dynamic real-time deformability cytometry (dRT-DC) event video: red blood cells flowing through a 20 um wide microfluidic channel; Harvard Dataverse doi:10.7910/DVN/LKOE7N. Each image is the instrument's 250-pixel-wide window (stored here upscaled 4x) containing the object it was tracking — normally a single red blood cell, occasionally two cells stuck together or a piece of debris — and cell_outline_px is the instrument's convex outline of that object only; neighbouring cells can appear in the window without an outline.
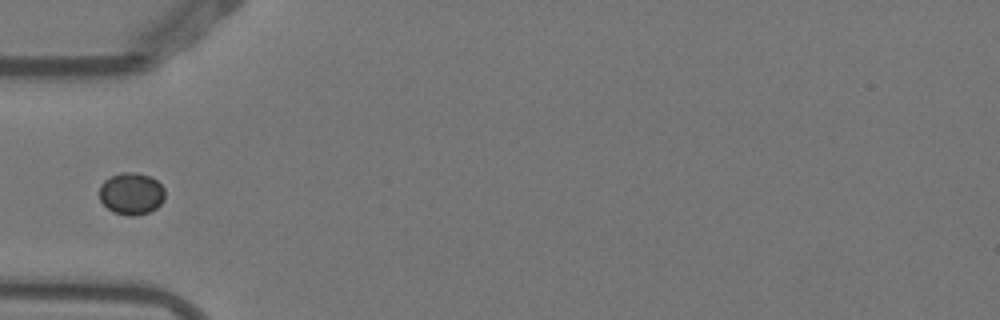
{"species": "Egyptian fruit bat (a non-hibernating species)", "species_latin": "Rousettus aegyptiacus", "temperature_condition": "warm", "stored_images_in_passage": 8, "camera_frame_rate_fps": 3000, "um_per_image_px": 0.085, "animal": {"sex": "female"}, "frame": {"image": 1, "passage_image": 6, "time_ms": 1.667, "image_size_px": [1000, 320], "cell_outline_px": [[164, 200], [156, 208], [148, 212], [132, 216], [128, 216], [112, 212], [100, 200], [100, 184], [104, 180], [120, 172], [136, 172], [152, 176], [164, 188]], "centroid_in_image_um": [11.17, 16.45], "position_along_channel_um": 73.8, "area_um2": 16.13}}
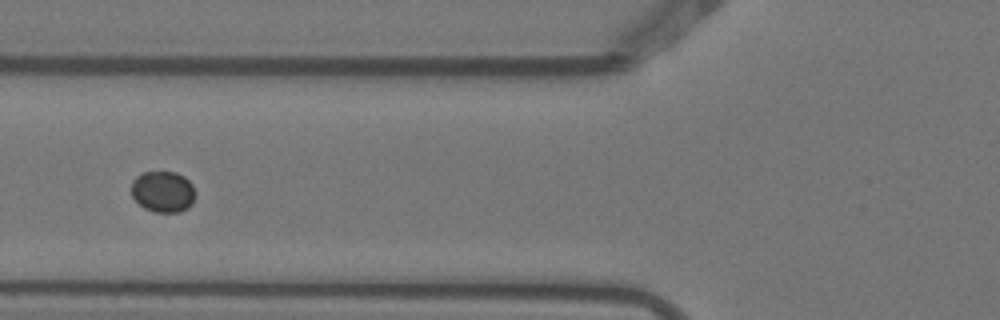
{"frame": {"image": 2, "passage_image": 7, "time_ms": 2.0, "image_size_px": [1000, 320], "cell_outline_px": [[192, 204], [188, 208], [180, 212], [152, 212], [144, 208], [132, 196], [132, 180], [140, 172], [176, 172], [184, 176], [192, 184]], "centroid_in_image_um": [13.81, 16.28], "position_along_channel_um": 112.0, "area_um2": 15.26}}
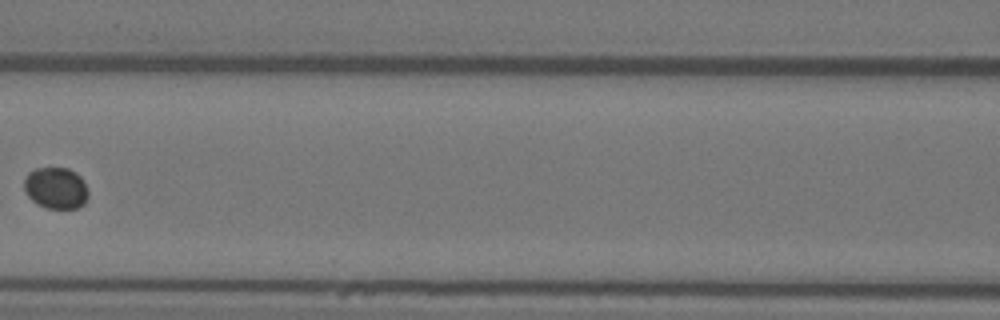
{"frame": {"image": 3, "passage_image": 8, "time_ms": 2.333, "image_size_px": [1000, 320], "cell_outline_px": [[88, 196], [84, 204], [76, 208], [48, 208], [32, 200], [28, 196], [24, 188], [24, 176], [28, 172], [36, 168], [68, 168], [76, 172], [80, 176], [88, 188]], "centroid_in_image_um": [4.76, 15.96], "position_along_channel_um": 161.8, "area_um2": 15.55}}